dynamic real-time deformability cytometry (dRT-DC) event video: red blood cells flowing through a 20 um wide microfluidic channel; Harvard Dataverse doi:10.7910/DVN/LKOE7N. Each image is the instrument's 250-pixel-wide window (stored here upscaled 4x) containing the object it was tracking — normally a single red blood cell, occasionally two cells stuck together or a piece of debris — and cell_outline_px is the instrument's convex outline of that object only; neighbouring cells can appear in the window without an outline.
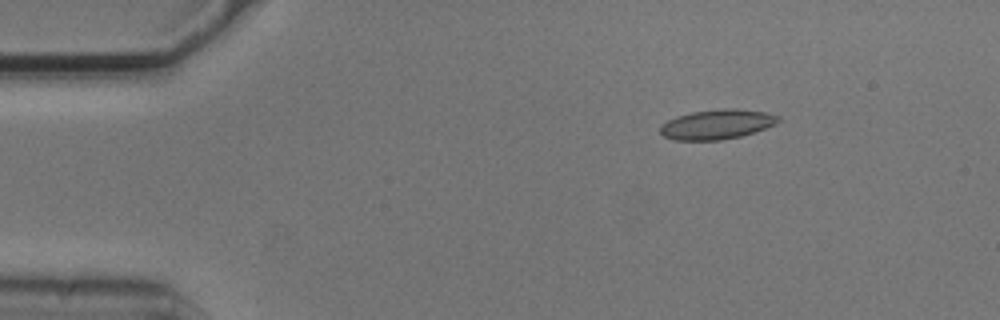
{"species": "common noctule bat (a hibernating species)", "species_latin": "Nyctalus noctula", "temperature_condition": "cold", "stored_images_in_passage": 5, "camera_frame_rate_fps": 3000, "um_per_image_px": 0.085, "animal": {"sex": "male", "body_mass_g": 20.5, "forearm_length_mm": 52.5}, "frame": {"image": 1, "passage_image": 2, "time_ms": 0.333, "image_size_px": [1000, 320], "cell_outline_px": [[780, 120], [776, 124], [740, 136], [720, 140], [676, 140], [664, 136], [660, 132], [660, 128], [668, 120], [676, 116], [692, 112], [724, 108], [736, 108], [764, 112], [780, 116]], "centroid_in_image_um": [60.95, 10.56], "position_along_channel_um": 24.1, "area_um2": 20.23}}
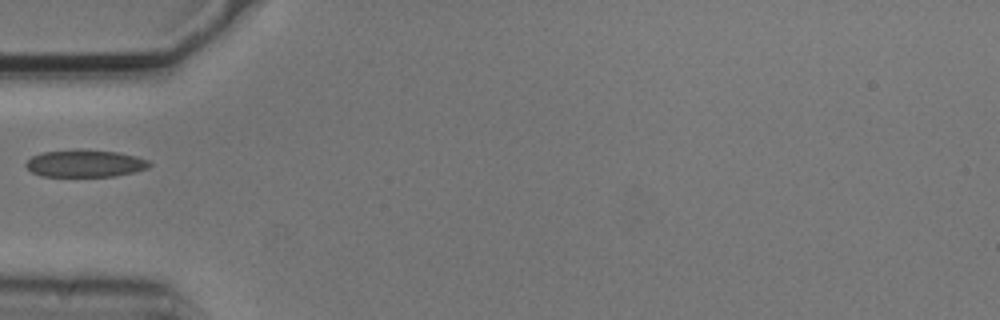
{"frame": {"image": 2, "passage_image": 5, "time_ms": 1.333, "image_size_px": [1000, 320], "cell_outline_px": [[152, 164], [148, 168], [116, 176], [40, 176], [32, 172], [24, 164], [32, 156], [44, 152], [80, 148], [116, 152], [136, 156], [148, 160]], "centroid_in_image_um": [7.23, 13.88], "position_along_channel_um": 77.8, "area_um2": 19.71}}